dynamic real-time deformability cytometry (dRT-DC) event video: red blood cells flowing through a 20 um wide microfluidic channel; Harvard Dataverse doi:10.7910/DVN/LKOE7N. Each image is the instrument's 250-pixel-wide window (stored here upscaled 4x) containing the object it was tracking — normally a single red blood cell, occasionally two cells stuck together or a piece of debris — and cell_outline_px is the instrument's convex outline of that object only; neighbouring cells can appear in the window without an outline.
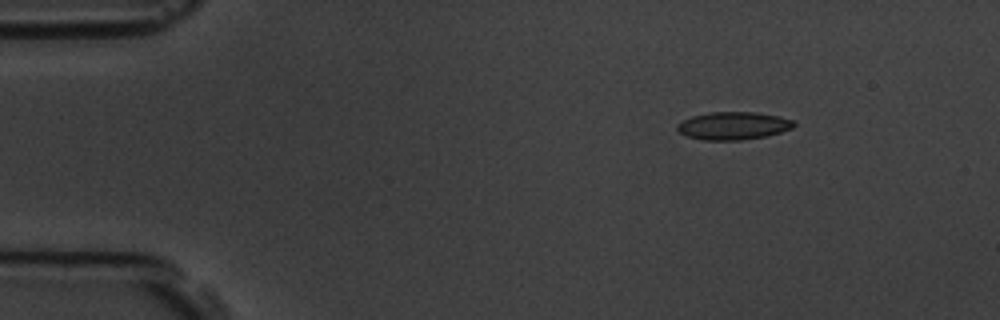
{"species": "common noctule bat (a hibernating species)", "species_latin": "Nyctalus noctula", "temperature_condition": "room temperature", "stored_images_in_passage": 7, "camera_frame_rate_fps": 3000, "um_per_image_px": 0.085, "animal": {"sex": "male", "body_mass_g": 19.5, "forearm_length_mm": 54.6}, "frame": {"image": 1, "passage_image": 1, "time_ms": 0.0, "image_size_px": [1000, 320], "cell_outline_px": [[796, 124], [792, 128], [768, 136], [744, 140], [704, 140], [684, 136], [676, 128], [676, 124], [692, 116], [712, 112], [756, 112], [780, 116], [792, 120]], "centroid_in_image_um": [62.33, 10.69], "position_along_channel_um": 22.7, "area_um2": 19.02}}
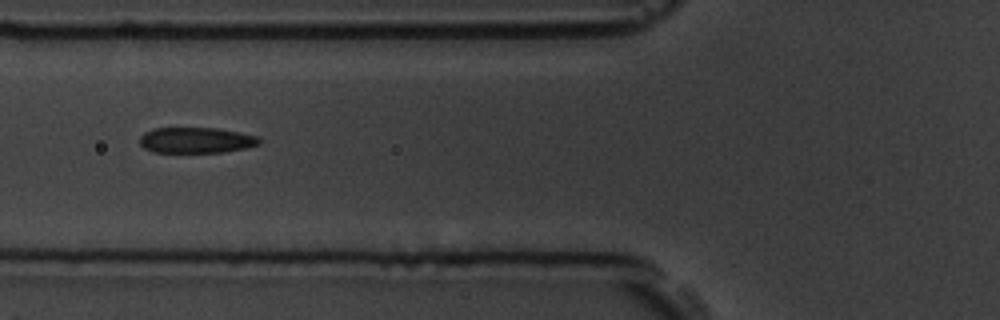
{"frame": {"image": 2, "passage_image": 4, "time_ms": 4.333, "image_size_px": [1000, 320], "cell_outline_px": [[260, 144], [244, 148], [224, 152], [152, 152], [144, 148], [140, 144], [140, 136], [144, 132], [156, 128], [216, 128], [260, 136]], "centroid_in_image_um": [16.67, 11.92], "position_along_channel_um": 109.1, "area_um2": 17.92}}
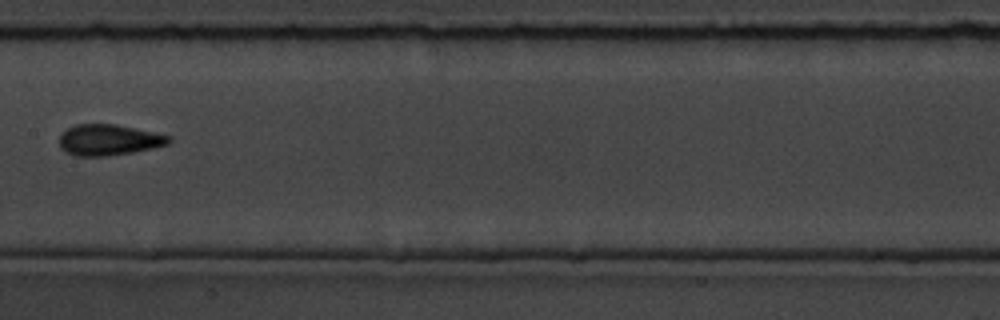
{"frame": {"image": 3, "passage_image": 6, "time_ms": 6.667, "image_size_px": [1000, 320], "cell_outline_px": [[172, 140], [168, 144], [152, 148], [132, 152], [108, 156], [76, 156], [64, 152], [60, 148], [60, 136], [68, 128], [76, 124], [116, 124], [172, 136]], "centroid_in_image_um": [9.25, 11.9], "position_along_channel_um": 198.2, "area_um2": 19.77}}